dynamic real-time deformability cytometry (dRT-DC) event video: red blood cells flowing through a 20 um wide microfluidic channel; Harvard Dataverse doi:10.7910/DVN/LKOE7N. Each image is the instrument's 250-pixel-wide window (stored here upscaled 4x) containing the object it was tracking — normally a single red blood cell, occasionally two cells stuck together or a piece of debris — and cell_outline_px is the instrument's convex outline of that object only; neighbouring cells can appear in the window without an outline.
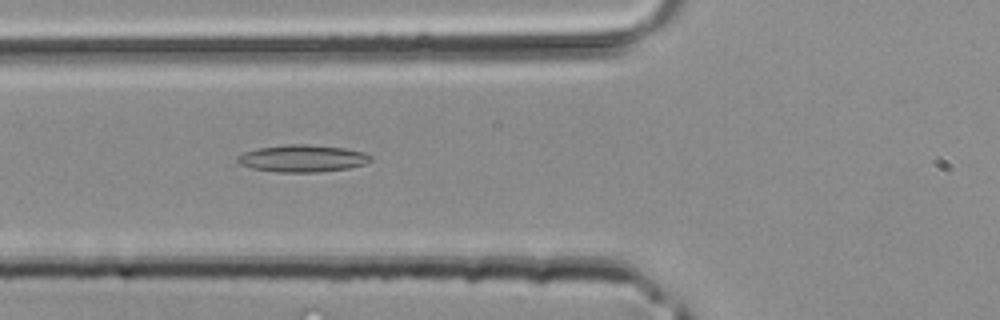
{"species": "common noctule bat (a hibernating species)", "species_latin": "Nyctalus noctula", "temperature_condition": "room temperature", "stored_images_in_passage": 41, "camera_frame_rate_fps": 3000, "um_per_image_px": 0.085, "animal": {"sex": "male", "body_mass_g": 20.4}, "frame": {"image": 1, "passage_image": 15, "time_ms": 4.667, "image_size_px": [1000, 320], "cell_outline_px": [[372, 160], [364, 164], [348, 168], [316, 172], [276, 172], [252, 168], [240, 164], [236, 160], [236, 156], [244, 152], [256, 148], [288, 144], [304, 144], [344, 148], [364, 152], [372, 156]], "centroid_in_image_um": [25.68, 13.46], "position_along_channel_um": 100.1, "area_um2": 21.04}}
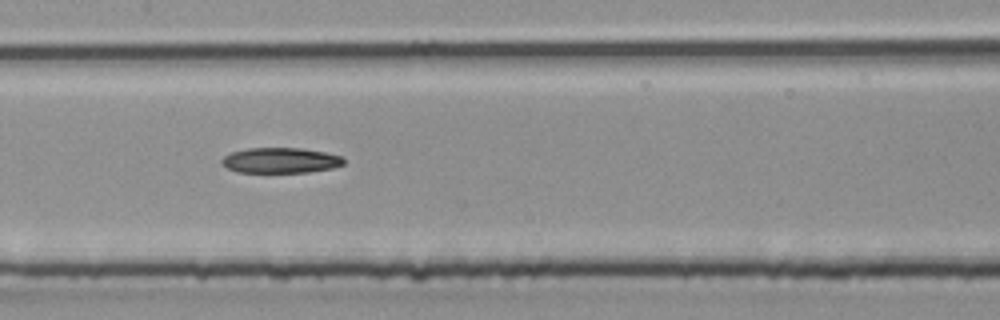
{"frame": {"image": 2, "passage_image": 20, "time_ms": 6.333, "image_size_px": [1000, 320], "cell_outline_px": [[344, 164], [332, 168], [308, 172], [236, 172], [228, 168], [220, 160], [224, 156], [232, 152], [248, 148], [304, 148], [324, 152], [340, 156], [344, 160]], "centroid_in_image_um": [23.84, 13.63], "position_along_channel_um": 183.6, "area_um2": 17.92}}
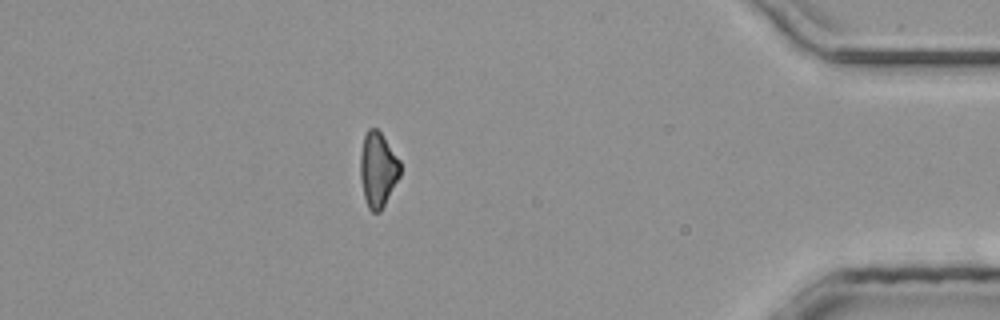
{"frame": {"image": 3, "passage_image": 36, "time_ms": 11.667, "image_size_px": [1000, 320], "cell_outline_px": [[400, 176], [380, 212], [372, 212], [368, 208], [364, 196], [360, 176], [360, 156], [364, 136], [368, 128], [376, 128], [380, 132], [400, 160]], "centroid_in_image_um": [32.12, 14.41], "position_along_channel_um": 403.1, "area_um2": 17.28}}